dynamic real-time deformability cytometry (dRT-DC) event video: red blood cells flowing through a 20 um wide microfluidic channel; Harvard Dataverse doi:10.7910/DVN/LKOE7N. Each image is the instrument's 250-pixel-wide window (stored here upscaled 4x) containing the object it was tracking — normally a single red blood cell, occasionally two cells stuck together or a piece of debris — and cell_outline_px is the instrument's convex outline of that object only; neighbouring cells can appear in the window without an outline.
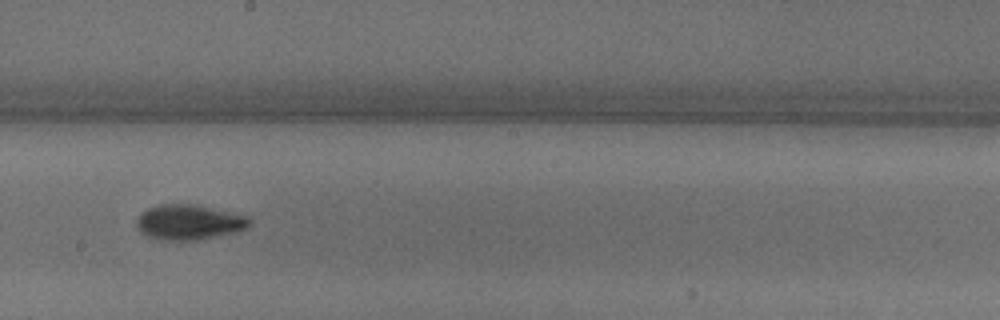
{"species": "common noctule bat (a hibernating species)", "species_latin": "Nyctalus noctula", "temperature_condition": "warm", "stored_images_in_passage": 31, "camera_frame_rate_fps": 3000, "um_per_image_px": 0.085, "animal": {"sex": "male", "body_mass_g": 18.8}, "frame": {"image": 1, "passage_image": 14, "time_ms": 4.333, "image_size_px": [1000, 320], "cell_outline_px": [[252, 224], [236, 232], [196, 240], [164, 240], [148, 236], [140, 232], [136, 228], [136, 220], [148, 208], [160, 204], [196, 204], [248, 216], [252, 220]], "centroid_in_image_um": [16.08, 18.88], "position_along_channel_um": 232.1, "area_um2": 23.06}}
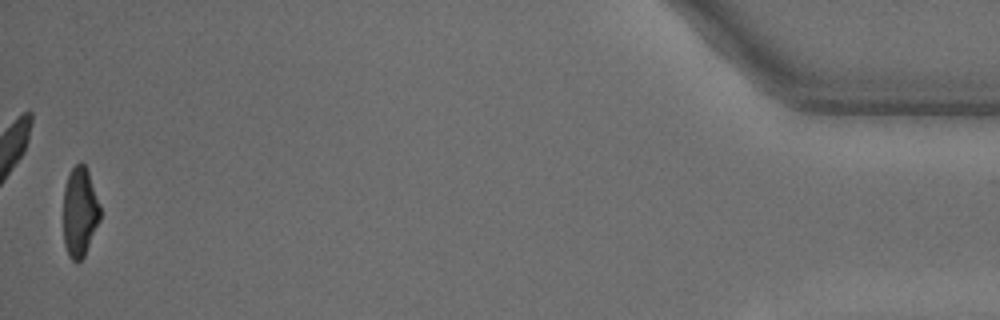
{"frame": {"image": 2, "passage_image": 31, "time_ms": 10.0, "image_size_px": [1000, 320], "cell_outline_px": [[100, 220], [84, 256], [76, 264], [68, 256], [64, 244], [64, 188], [68, 176], [72, 168], [80, 160], [84, 164], [88, 172], [100, 204]], "centroid_in_image_um": [6.78, 18.04], "position_along_channel_um": 428.4, "area_um2": 19.25}}